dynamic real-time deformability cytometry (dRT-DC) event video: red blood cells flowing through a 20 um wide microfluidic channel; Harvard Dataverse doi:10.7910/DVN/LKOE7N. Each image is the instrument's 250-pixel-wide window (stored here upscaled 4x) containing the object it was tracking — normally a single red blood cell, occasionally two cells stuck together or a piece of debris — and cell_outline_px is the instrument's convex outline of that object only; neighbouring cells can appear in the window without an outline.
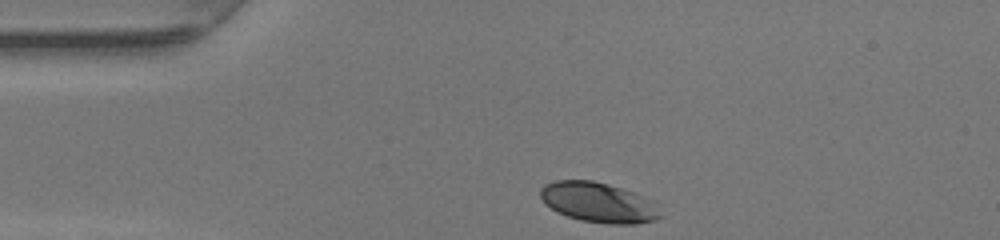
{"species": "human", "species_latin": "Homo sapiens", "temperature_condition": "warm", "stored_images_in_passage": 29, "camera_frame_rate_fps": 3000, "um_per_image_px": 0.085, "donor": {"sex": "female"}, "frame": {"image": 1, "passage_image": 1, "time_ms": 0.0, "image_size_px": [1000, 240], "cell_outline_px": [[664, 216], [656, 220], [636, 224], [608, 224], [580, 220], [556, 212], [544, 204], [540, 196], [540, 188], [544, 184], [556, 180], [592, 180], [608, 184], [632, 192], [652, 200]], "centroid_in_image_um": [50.86, 17.22], "position_along_channel_um": 34.1, "area_um2": 28.21}}
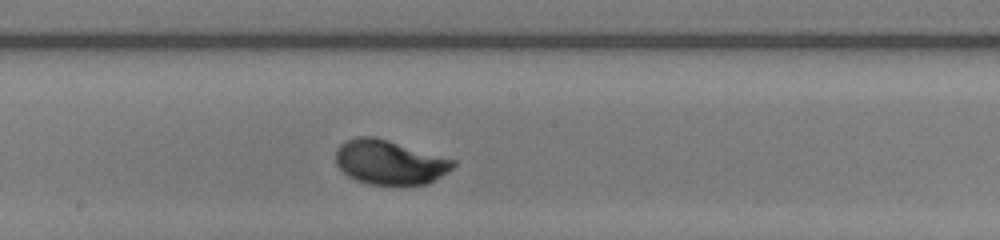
{"frame": {"image": 2, "passage_image": 17, "time_ms": 5.333, "image_size_px": [1000, 240], "cell_outline_px": [[456, 164], [452, 168], [428, 184], [368, 184], [356, 180], [348, 176], [336, 164], [336, 148], [340, 144], [356, 136], [372, 136], [388, 140], [456, 160]], "centroid_in_image_um": [33.1, 13.78], "position_along_channel_um": 215.1, "area_um2": 30.11}}
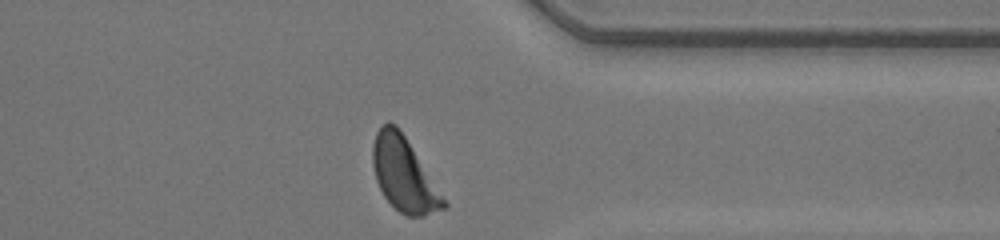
{"frame": {"image": 3, "passage_image": 29, "time_ms": 9.333, "image_size_px": [1000, 240], "cell_outline_px": [[448, 204], [444, 208], [424, 216], [408, 216], [400, 212], [384, 196], [376, 180], [372, 164], [372, 144], [376, 132], [388, 120], [396, 124], [404, 136]], "centroid_in_image_um": [34.29, 14.82], "position_along_channel_um": 377.1, "area_um2": 29.82}, "authors_computed_cell_mechanics": {"area_um2": 29.6514, "velocity_mm_per_s": 4.2134, "shape_relaxation_time_tau1_ms": 1.7461, "shape_relaxation_time_tau2_ms": null, "deformation_change_tau1": 0.1471, "deformation_change_tau2": null}}